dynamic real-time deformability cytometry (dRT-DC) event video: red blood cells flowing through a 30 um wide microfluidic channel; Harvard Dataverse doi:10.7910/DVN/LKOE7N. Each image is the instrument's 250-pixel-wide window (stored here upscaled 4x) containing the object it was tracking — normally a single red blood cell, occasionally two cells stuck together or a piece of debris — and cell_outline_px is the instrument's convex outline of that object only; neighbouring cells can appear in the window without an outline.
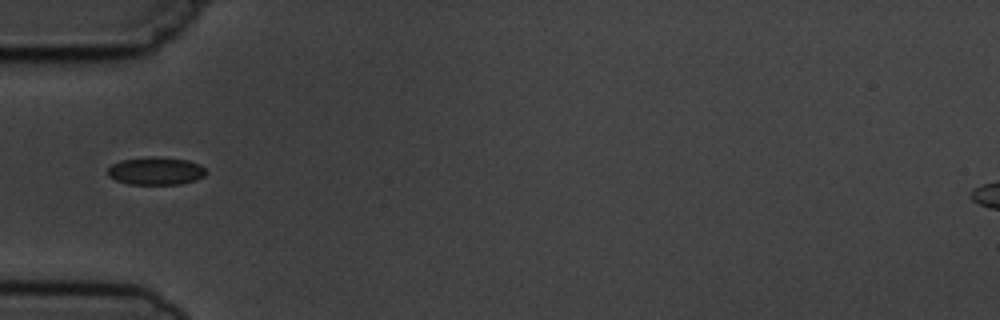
{"species": "common noctule bat (a hibernating species)", "species_latin": "Nyctalus noctula", "temperature_condition": "cold", "stored_images_in_passage": 5, "camera_frame_rate_fps": 3000, "um_per_image_px": 0.085, "animal": {"sex": "male", "body_mass_g": 19.5, "forearm_length_mm": 54.6}, "frame": {"image": 1, "passage_image": 1, "time_ms": 0.0, "image_size_px": [1000, 320], "cell_outline_px": [[208, 172], [204, 176], [196, 180], [180, 184], [128, 184], [116, 180], [108, 176], [108, 168], [112, 164], [120, 160], [148, 156], [156, 156], [188, 160], [200, 164]], "centroid_in_image_um": [13.25, 14.52], "position_along_channel_um": 71.7, "area_um2": 16.13}}
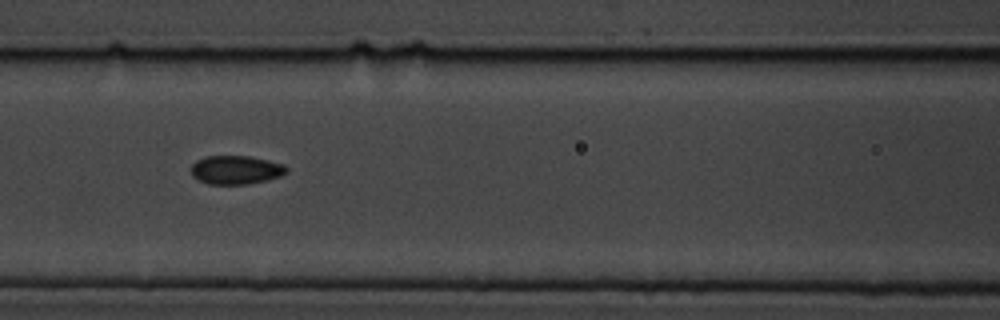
{"frame": {"image": 2, "passage_image": 3, "time_ms": 2.0, "image_size_px": [1000, 320], "cell_outline_px": [[288, 172], [280, 176], [268, 180], [248, 184], [208, 184], [192, 176], [192, 164], [196, 160], [204, 156], [248, 156], [268, 160], [284, 164], [288, 168]], "centroid_in_image_um": [20.07, 14.44], "position_along_channel_um": 146.5, "area_um2": 16.01}}
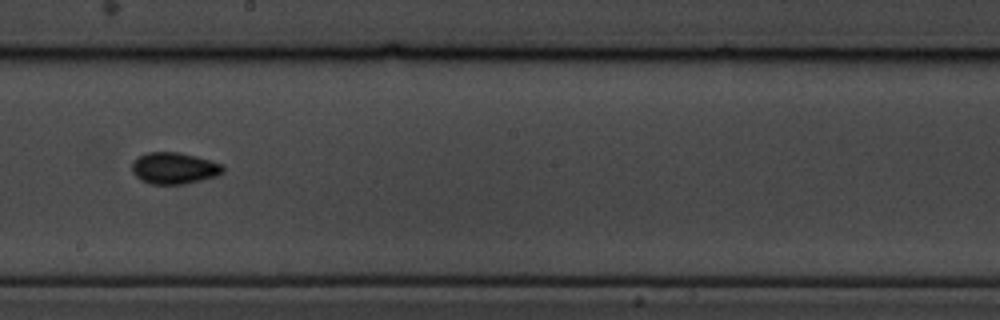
{"frame": {"image": 3, "passage_image": 5, "time_ms": 4.333, "image_size_px": [1000, 320], "cell_outline_px": [[224, 172], [216, 176], [184, 184], [152, 184], [140, 180], [132, 172], [132, 160], [148, 152], [180, 152], [196, 156], [224, 164]], "centroid_in_image_um": [14.81, 14.29], "position_along_channel_um": 233.4, "area_um2": 16.82}}